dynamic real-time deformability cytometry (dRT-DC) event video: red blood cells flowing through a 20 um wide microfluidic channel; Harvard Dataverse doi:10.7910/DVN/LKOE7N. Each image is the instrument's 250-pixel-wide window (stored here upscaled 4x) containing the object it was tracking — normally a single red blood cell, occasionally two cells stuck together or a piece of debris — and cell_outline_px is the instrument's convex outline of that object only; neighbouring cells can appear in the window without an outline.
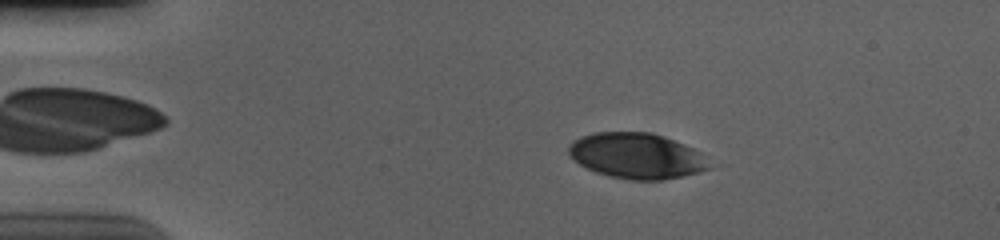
{"species": "human", "species_latin": "Homo sapiens", "temperature_condition": "cold", "stored_images_in_passage": 47, "camera_frame_rate_fps": 3000, "um_per_image_px": 0.085, "donor": {"sex": "male"}, "frame": {"image": 1, "passage_image": 2, "time_ms": 0.333, "image_size_px": [1000, 240], "cell_outline_px": [[712, 168], [700, 172], [684, 176], [664, 180], [632, 180], [612, 176], [596, 172], [580, 164], [568, 156], [568, 148], [580, 136], [596, 132], [652, 132], [664, 136], [684, 144], [700, 152]], "centroid_in_image_um": [54.13, 13.24], "position_along_channel_um": 30.9, "area_um2": 37.28}}
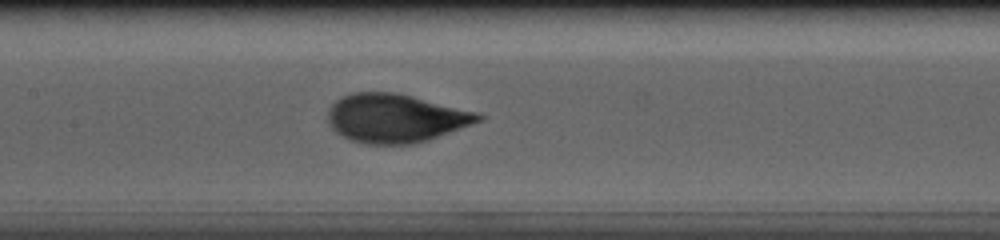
{"frame": {"image": 2, "passage_image": 19, "time_ms": 6.0, "image_size_px": [1000, 240], "cell_outline_px": [[484, 120], [428, 140], [412, 144], [360, 144], [336, 132], [332, 128], [328, 120], [328, 112], [332, 104], [336, 100], [352, 92], [396, 92], [476, 112], [484, 116]], "centroid_in_image_um": [33.62, 10.05], "position_along_channel_um": 173.8, "area_um2": 42.43}}
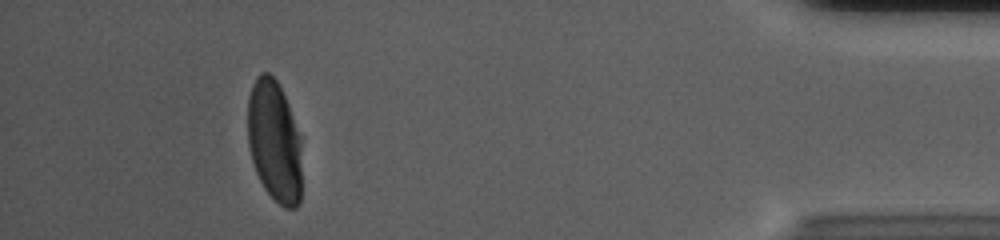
{"frame": {"image": 3, "passage_image": 43, "time_ms": 14.0, "image_size_px": [1000, 240], "cell_outline_px": [[300, 204], [296, 208], [284, 208], [264, 188], [256, 172], [252, 160], [248, 144], [248, 96], [252, 84], [256, 76], [260, 72], [268, 72], [276, 80], [288, 104], [300, 136]], "centroid_in_image_um": [23.3, 11.99], "position_along_channel_um": 411.9, "area_um2": 38.21}, "authors_computed_cell_mechanics": {"area_um2": 42.0206, "velocity_mm_per_s": 3.6704, "shape_relaxation_time_tau1_ms": 3.0745, "shape_relaxation_time_tau2_ms": null, "deformation_change_tau1": 0.1784, "deformation_change_tau2": null}}